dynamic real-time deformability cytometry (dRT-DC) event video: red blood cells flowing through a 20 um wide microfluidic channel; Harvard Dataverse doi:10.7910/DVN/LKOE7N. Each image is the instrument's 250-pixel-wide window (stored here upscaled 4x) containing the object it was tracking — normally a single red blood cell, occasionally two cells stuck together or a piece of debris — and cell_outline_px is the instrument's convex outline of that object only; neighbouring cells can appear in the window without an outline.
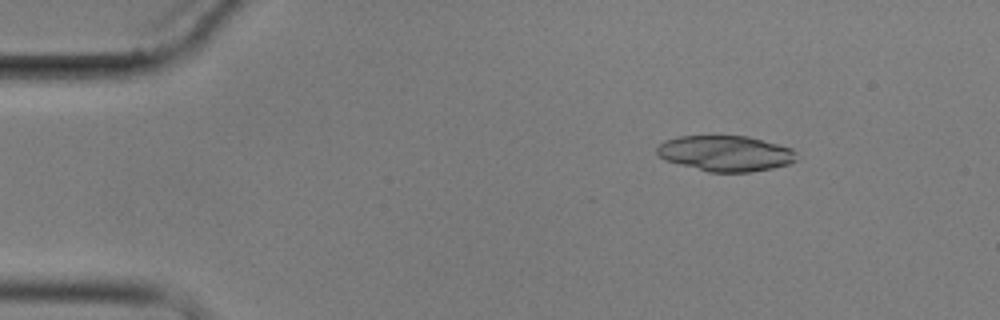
{"species": "common noctule bat (a hibernating species)", "species_latin": "Nyctalus noctula", "temperature_condition": "cold", "stored_images_in_passage": 4, "camera_frame_rate_fps": 3000, "um_per_image_px": 0.085, "animal": {"sex": "male", "body_mass_g": 17.9}, "frame": {"image": 1, "passage_image": 1, "time_ms": 0.0, "image_size_px": [1000, 320], "cell_outline_px": [[796, 160], [788, 164], [772, 168], [752, 172], [708, 172], [664, 160], [656, 152], [656, 148], [664, 140], [680, 136], [748, 136], [792, 148], [796, 152]], "centroid_in_image_um": [61.66, 13.04], "position_along_channel_um": 23.3, "area_um2": 29.02}}
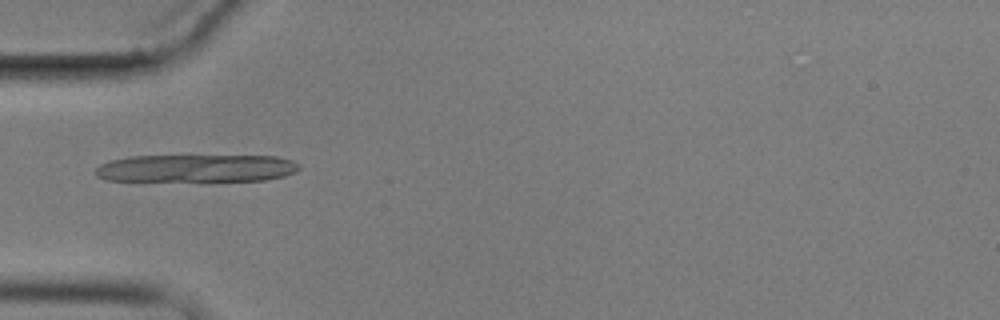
{"frame": {"image": 2, "passage_image": 4, "time_ms": 3.333, "image_size_px": [1000, 320], "cell_outline_px": [[300, 168], [296, 172], [284, 176], [264, 180], [104, 180], [96, 176], [96, 168], [100, 164], [108, 160], [132, 156], [276, 156], [292, 160], [300, 164]], "centroid_in_image_um": [16.69, 14.29], "position_along_channel_um": 68.3, "area_um2": 32.6}}